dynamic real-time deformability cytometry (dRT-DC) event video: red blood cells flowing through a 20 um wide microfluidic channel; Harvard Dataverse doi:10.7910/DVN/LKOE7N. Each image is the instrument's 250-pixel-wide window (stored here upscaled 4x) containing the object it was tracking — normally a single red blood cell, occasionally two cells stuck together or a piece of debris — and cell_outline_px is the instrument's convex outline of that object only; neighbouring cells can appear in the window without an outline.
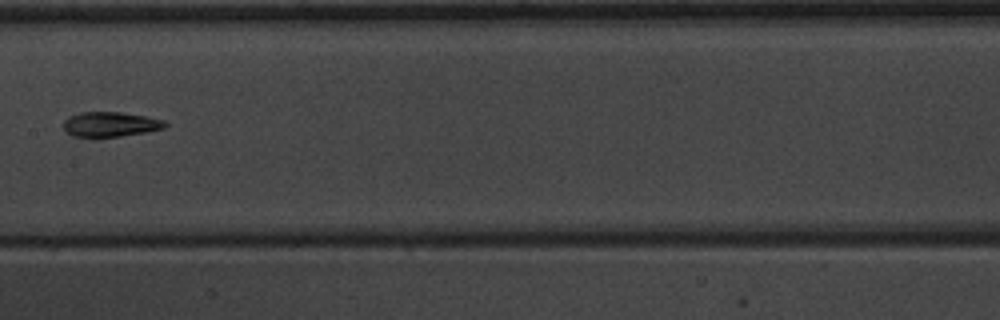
{"species": "common noctule bat (a hibernating species)", "species_latin": "Nyctalus noctula", "temperature_condition": "warm", "stored_images_in_passage": 5, "camera_frame_rate_fps": 3000, "um_per_image_px": 0.085, "animal": {"sex": "male", "body_mass_g": 20.1, "forearm_length_mm": 53.5}, "frame": {"image": 1, "passage_image": 4, "time_ms": 3.667, "image_size_px": [1000, 320], "cell_outline_px": [[168, 124], [164, 128], [148, 132], [120, 136], [72, 136], [64, 128], [64, 120], [68, 116], [80, 112], [120, 112], [144, 116], [164, 120]], "centroid_in_image_um": [9.4, 10.55], "position_along_channel_um": 198.0, "area_um2": 14.57}}
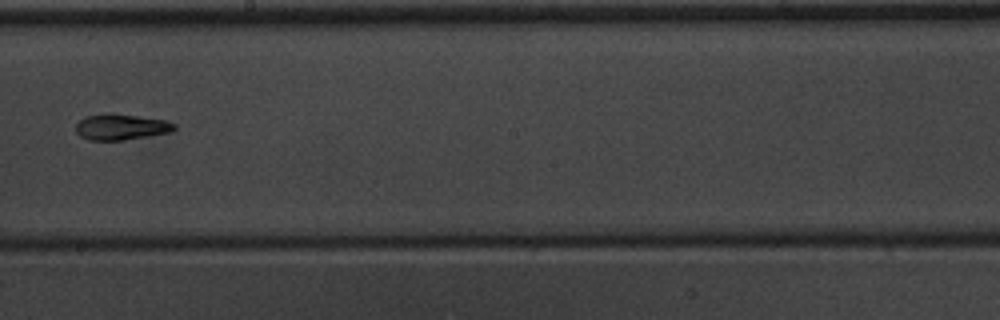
{"frame": {"image": 2, "passage_image": 5, "time_ms": 4.667, "image_size_px": [1000, 320], "cell_outline_px": [[176, 128], [172, 132], [124, 140], [88, 140], [80, 136], [76, 132], [76, 124], [84, 116], [108, 112], [112, 112], [164, 120], [176, 124]], "centroid_in_image_um": [10.27, 10.78], "position_along_channel_um": 237.9, "area_um2": 15.09}}